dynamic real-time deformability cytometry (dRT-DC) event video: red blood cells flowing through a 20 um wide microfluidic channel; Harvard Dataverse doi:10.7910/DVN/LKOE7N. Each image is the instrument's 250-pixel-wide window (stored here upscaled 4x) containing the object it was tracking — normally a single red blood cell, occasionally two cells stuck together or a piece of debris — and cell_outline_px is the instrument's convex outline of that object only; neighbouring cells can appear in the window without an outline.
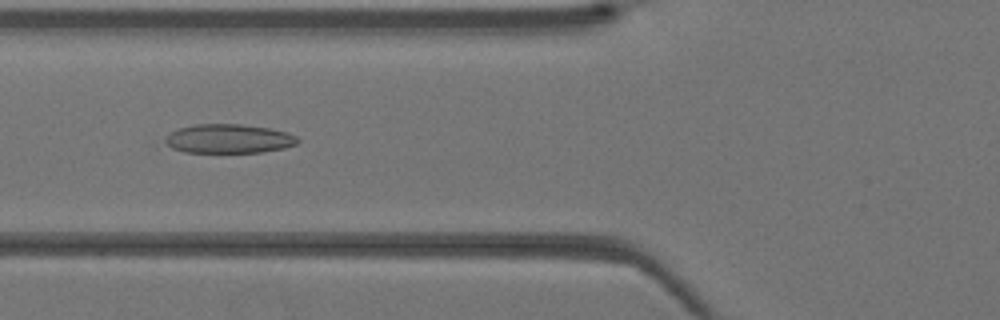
{"species": "Egyptian fruit bat (a non-hibernating species)", "species_latin": "Rousettus aegyptiacus", "temperature_condition": "warm", "stored_images_in_passage": 30, "camera_frame_rate_fps": 3000, "um_per_image_px": 0.085, "animal": {"sex": "female"}, "frame": {"image": 1, "passage_image": 5, "time_ms": 1.333, "image_size_px": [1000, 320], "cell_outline_px": [[300, 140], [296, 144], [284, 148], [264, 152], [184, 152], [172, 148], [164, 140], [172, 132], [180, 128], [196, 124], [240, 124], [268, 128], [288, 132], [296, 136]], "centroid_in_image_um": [19.49, 11.79], "position_along_channel_um": 106.3, "area_um2": 22.25}}
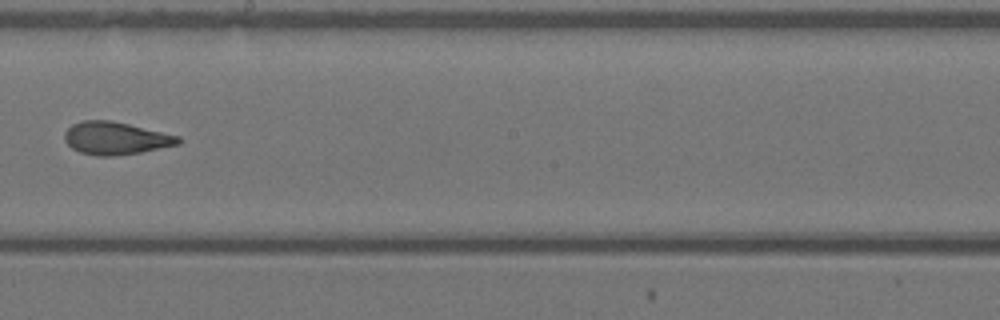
{"frame": {"image": 2, "passage_image": 13, "time_ms": 4.0, "image_size_px": [1000, 320], "cell_outline_px": [[180, 144], [140, 152], [112, 156], [96, 156], [80, 152], [72, 148], [64, 140], [64, 132], [72, 124], [84, 120], [112, 120], [180, 136]], "centroid_in_image_um": [9.81, 11.74], "position_along_channel_um": 238.4, "area_um2": 21.62}}
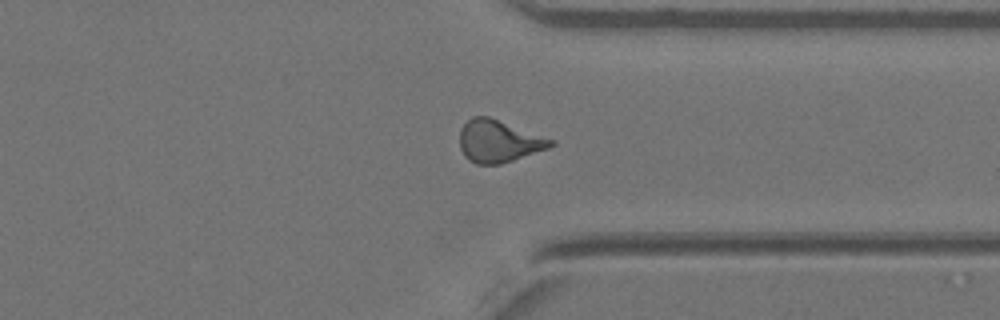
{"frame": {"image": 3, "passage_image": 21, "time_ms": 6.667, "image_size_px": [1000, 320], "cell_outline_px": [[556, 144], [548, 148], [500, 164], [476, 164], [468, 160], [464, 156], [460, 148], [460, 128], [472, 116], [488, 116], [556, 140]], "centroid_in_image_um": [42.38, 11.99], "position_along_channel_um": 369.0, "area_um2": 22.43}}